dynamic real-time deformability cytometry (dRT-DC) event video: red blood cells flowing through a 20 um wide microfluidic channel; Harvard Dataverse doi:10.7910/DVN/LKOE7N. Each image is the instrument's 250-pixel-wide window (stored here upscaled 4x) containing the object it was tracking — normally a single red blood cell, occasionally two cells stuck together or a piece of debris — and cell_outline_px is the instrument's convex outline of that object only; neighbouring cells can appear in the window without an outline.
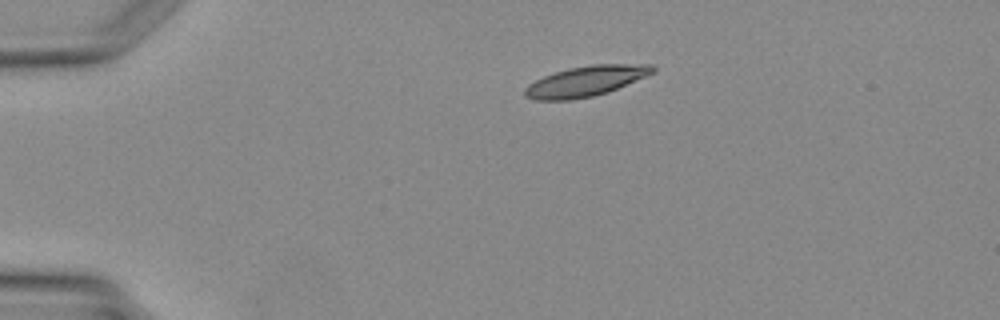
{"species": "Egyptian fruit bat (a non-hibernating species)", "species_latin": "Rousettus aegyptiacus", "temperature_condition": "warm", "stored_images_in_passage": 2, "camera_frame_rate_fps": 3000, "um_per_image_px": 0.085, "animal": {"sex": "female"}, "frame": {"image": 1, "passage_image": 2, "time_ms": 1.333, "image_size_px": [1000, 320], "cell_outline_px": [[656, 72], [608, 92], [592, 96], [572, 100], [536, 100], [524, 96], [524, 88], [528, 84], [544, 76], [568, 68], [592, 64], [652, 64], [656, 68]], "centroid_in_image_um": [49.8, 6.89], "position_along_channel_um": 35.2, "area_um2": 22.66}}